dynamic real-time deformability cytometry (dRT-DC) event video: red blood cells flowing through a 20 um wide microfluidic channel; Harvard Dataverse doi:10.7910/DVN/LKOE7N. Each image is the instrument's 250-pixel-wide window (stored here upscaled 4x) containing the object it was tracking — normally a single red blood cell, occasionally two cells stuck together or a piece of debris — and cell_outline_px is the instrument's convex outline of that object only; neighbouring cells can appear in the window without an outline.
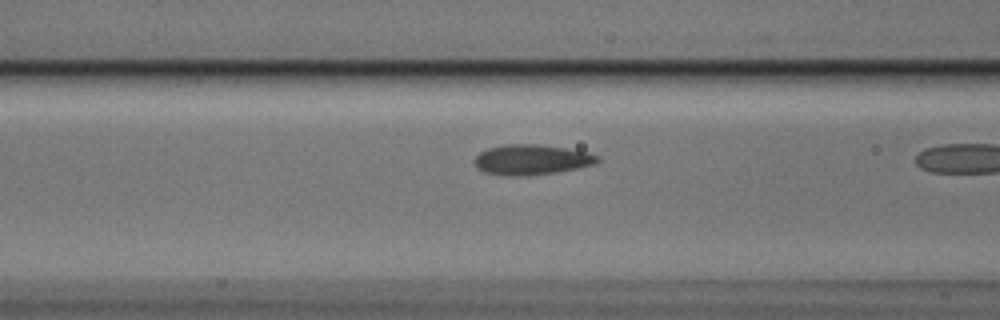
{"species": "Egyptian fruit bat (a non-hibernating species)", "species_latin": "Rousettus aegyptiacus", "temperature_condition": "cold", "stored_images_in_passage": 10, "camera_frame_rate_fps": 3000, "um_per_image_px": 0.085, "animal": {"sex": "male"}, "frame": {"image": 1, "passage_image": 9, "time_ms": 2.667, "image_size_px": [1000, 320], "cell_outline_px": [[600, 160], [596, 164], [556, 172], [524, 176], [500, 176], [484, 172], [476, 168], [472, 160], [480, 152], [488, 148], [504, 144], [536, 144], [564, 148], [588, 152], [600, 156]], "centroid_in_image_um": [45.14, 13.58], "position_along_channel_um": 121.5, "area_um2": 21.91}}